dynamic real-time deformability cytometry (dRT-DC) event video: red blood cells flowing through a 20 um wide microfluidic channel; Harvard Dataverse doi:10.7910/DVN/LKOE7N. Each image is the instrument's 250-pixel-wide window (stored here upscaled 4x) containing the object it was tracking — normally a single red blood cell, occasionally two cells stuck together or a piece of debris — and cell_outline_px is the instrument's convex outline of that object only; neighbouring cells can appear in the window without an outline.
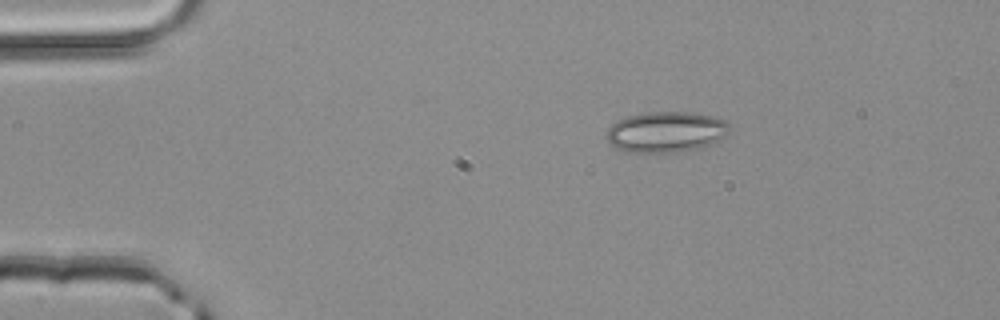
{"species": "common noctule bat (a hibernating species)", "species_latin": "Nyctalus noctula", "temperature_condition": "room temperature", "stored_images_in_passage": 2, "camera_frame_rate_fps": 3000, "um_per_image_px": 0.085, "animal": {"sex": "male", "body_mass_g": 20.4}, "frame": {"image": 1, "passage_image": 1, "time_ms": 0.0, "image_size_px": [1000, 320], "cell_outline_px": [[732, 132], [720, 144], [680, 152], [624, 152], [616, 148], [608, 140], [608, 128], [616, 120], [624, 116], [648, 112], [692, 112], [712, 116], [724, 120], [732, 124]], "centroid_in_image_um": [56.73, 11.22], "position_along_channel_um": 28.3, "area_um2": 30.11}}